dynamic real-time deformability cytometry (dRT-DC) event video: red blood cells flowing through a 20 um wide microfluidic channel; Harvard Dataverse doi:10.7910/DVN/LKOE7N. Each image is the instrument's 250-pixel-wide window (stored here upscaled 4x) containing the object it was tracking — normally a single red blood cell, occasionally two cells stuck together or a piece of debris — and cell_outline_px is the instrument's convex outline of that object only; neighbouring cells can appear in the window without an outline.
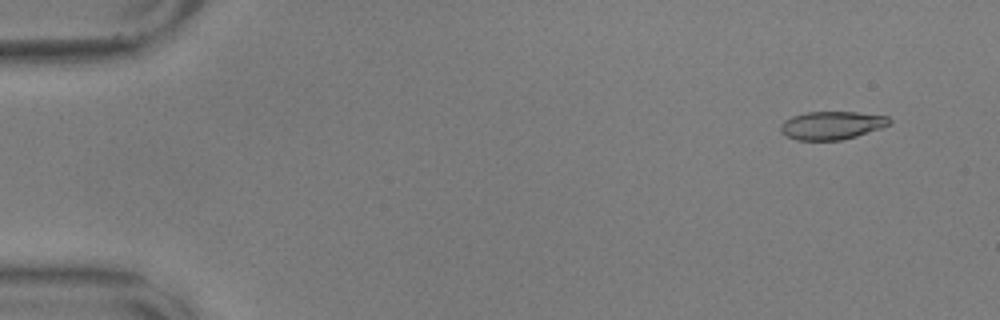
{"species": "common noctule bat (a hibernating species)", "species_latin": "Nyctalus noctula", "temperature_condition": "warm", "stored_images_in_passage": 57, "camera_frame_rate_fps": 3000, "um_per_image_px": 0.085, "animal": {"sex": "male", "body_mass_g": 17.9, "forearm_length_mm": 54.2}, "frame": {"image": 1, "passage_image": 5, "time_ms": 1.333, "image_size_px": [1000, 320], "cell_outline_px": [[892, 120], [888, 124], [880, 128], [856, 136], [840, 140], [796, 140], [780, 132], [780, 124], [784, 120], [792, 116], [808, 112], [856, 112], [888, 116]], "centroid_in_image_um": [70.67, 10.65], "position_along_channel_um": 14.3, "area_um2": 17.74}}
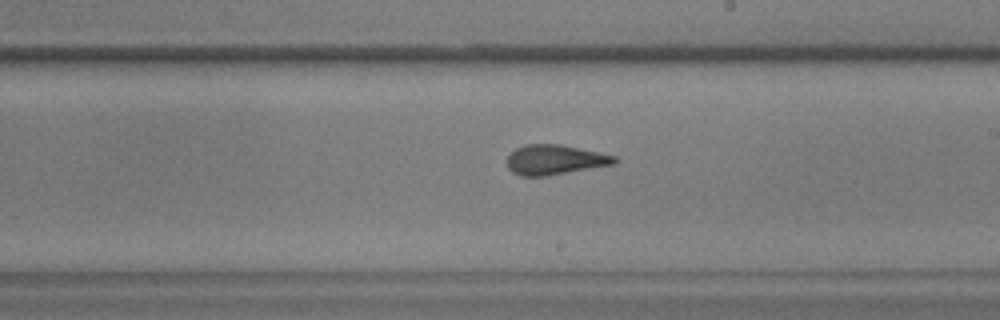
{"frame": {"image": 2, "passage_image": 34, "time_ms": 11.0, "image_size_px": [1000, 320], "cell_outline_px": [[616, 164], [548, 176], [520, 176], [512, 172], [508, 168], [508, 156], [516, 148], [524, 144], [560, 144], [616, 156]], "centroid_in_image_um": [47.16, 13.59], "position_along_channel_um": 241.8, "area_um2": 18.73}}
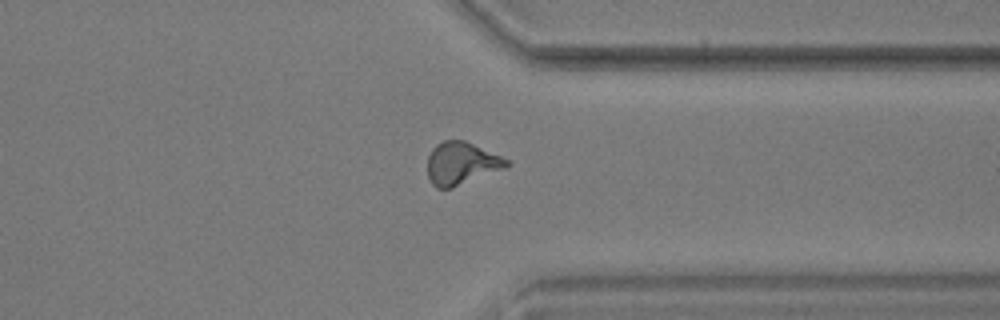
{"frame": {"image": 3, "passage_image": 45, "time_ms": 14.667, "image_size_px": [1000, 320], "cell_outline_px": [[508, 164], [504, 168], [452, 188], [436, 188], [432, 184], [428, 176], [428, 156], [432, 148], [436, 144], [444, 140], [464, 140], [500, 156], [508, 160]], "centroid_in_image_um": [39.16, 13.89], "position_along_channel_um": 372.2, "area_um2": 19.31}, "authors_computed_cell_mechanics": {"area_um2": 18.7272, "velocity_mm_per_s": 3.5891, "shape_relaxation_time_tau1_ms": 5.7272, "shape_relaxation_time_tau2_ms": 1.6069, "deformation_change_tau1": 0.2023, "deformation_change_tau2": 0.0975}}